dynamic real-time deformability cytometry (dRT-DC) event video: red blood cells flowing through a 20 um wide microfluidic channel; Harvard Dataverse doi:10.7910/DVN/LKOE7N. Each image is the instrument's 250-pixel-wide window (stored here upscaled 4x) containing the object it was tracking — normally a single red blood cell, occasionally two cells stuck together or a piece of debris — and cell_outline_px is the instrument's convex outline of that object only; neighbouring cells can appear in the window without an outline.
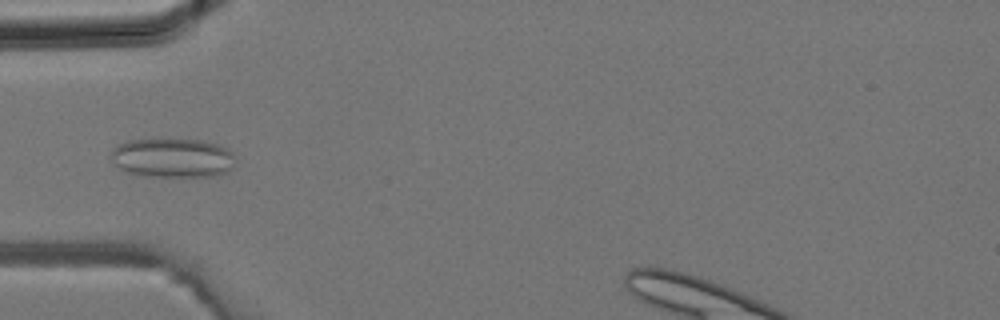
{"species": "common noctule bat (a hibernating species)", "species_latin": "Nyctalus noctula", "temperature_condition": "room temperature", "stored_images_in_passage": 33, "camera_frame_rate_fps": 3000, "um_per_image_px": 0.085, "animal": {"sex": "male", "body_mass_g": 19.2, "forearm_length_mm": 51.8}, "frame": {"image": 1, "passage_image": 10, "time_ms": 3.0, "image_size_px": [1000, 320], "cell_outline_px": [[236, 156], [232, 168], [228, 172], [212, 176], [136, 176], [120, 168], [112, 160], [112, 148], [128, 140], [204, 140], [228, 148]], "centroid_in_image_um": [14.7, 13.43], "position_along_channel_um": 70.3, "area_um2": 28.44}}
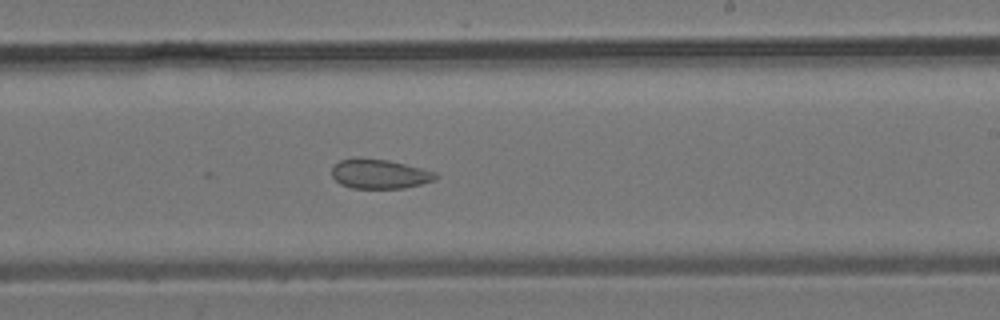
{"frame": {"image": 2, "passage_image": 20, "time_ms": 6.333, "image_size_px": [1000, 320], "cell_outline_px": [[440, 176], [436, 180], [404, 188], [352, 188], [340, 184], [332, 176], [332, 168], [340, 160], [356, 156], [360, 156], [388, 160], [436, 172]], "centroid_in_image_um": [32.25, 14.77], "position_along_channel_um": 256.8, "area_um2": 18.03}}
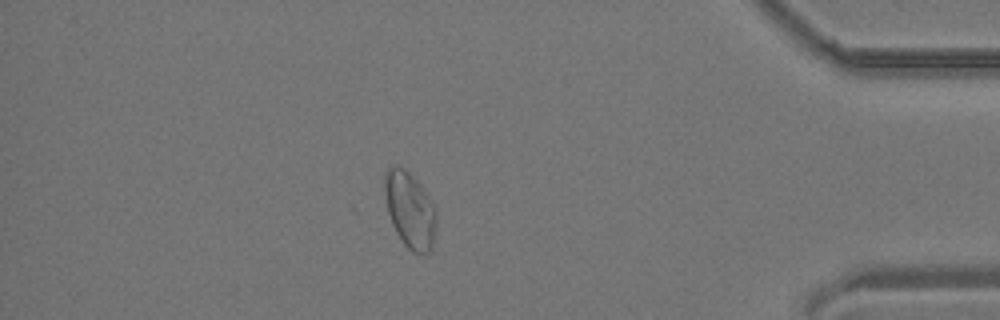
{"frame": {"image": 3, "passage_image": 30, "time_ms": 9.667, "image_size_px": [1000, 320], "cell_outline_px": [[436, 228], [432, 248], [428, 252], [412, 252], [404, 244], [396, 232], [392, 224], [388, 212], [384, 192], [384, 172], [388, 168], [396, 164], [404, 168], [416, 180], [428, 196], [436, 208]], "centroid_in_image_um": [34.83, 17.82], "position_along_channel_um": 400.4, "area_um2": 22.89}}